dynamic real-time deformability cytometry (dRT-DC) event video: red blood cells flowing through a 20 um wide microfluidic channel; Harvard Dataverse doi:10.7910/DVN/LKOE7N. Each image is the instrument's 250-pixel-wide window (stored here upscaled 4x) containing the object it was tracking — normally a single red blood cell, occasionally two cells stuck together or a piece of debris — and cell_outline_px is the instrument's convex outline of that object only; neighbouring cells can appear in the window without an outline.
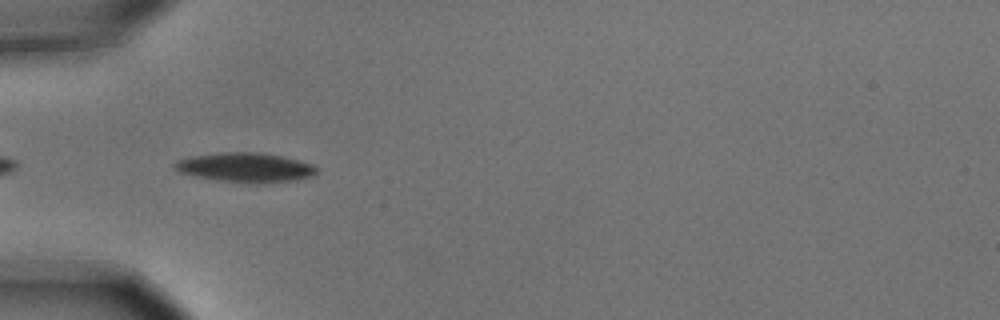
{"species": "common noctule bat (a hibernating species)", "species_latin": "Nyctalus noctula", "temperature_condition": "cold", "stored_images_in_passage": 7, "camera_frame_rate_fps": 3000, "um_per_image_px": 0.085, "animal": {"sex": "male", "body_mass_g": 15.6}, "frame": {"image": 1, "passage_image": 5, "time_ms": 1.333, "image_size_px": [1000, 320], "cell_outline_px": [[316, 172], [312, 176], [296, 180], [256, 184], [220, 180], [196, 176], [180, 172], [172, 164], [176, 160], [188, 156], [220, 152], [260, 152], [300, 160], [312, 164], [316, 168]], "centroid_in_image_um": [20.85, 14.22], "position_along_channel_um": 64.2, "area_um2": 24.39}}
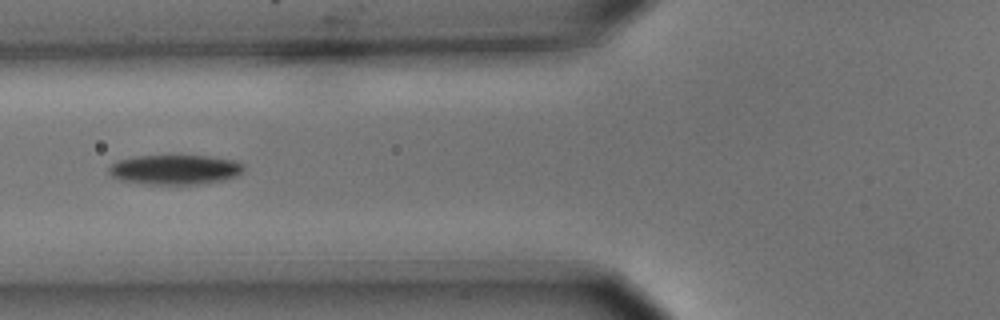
{"frame": {"image": 2, "passage_image": 6, "time_ms": 1.667, "image_size_px": [1000, 320], "cell_outline_px": [[244, 168], [236, 176], [224, 180], [196, 184], [148, 184], [120, 180], [112, 176], [108, 172], [108, 168], [116, 160], [136, 156], [208, 156], [236, 160], [244, 164]], "centroid_in_image_um": [14.86, 14.41], "position_along_channel_um": 110.9, "area_um2": 23.35}}
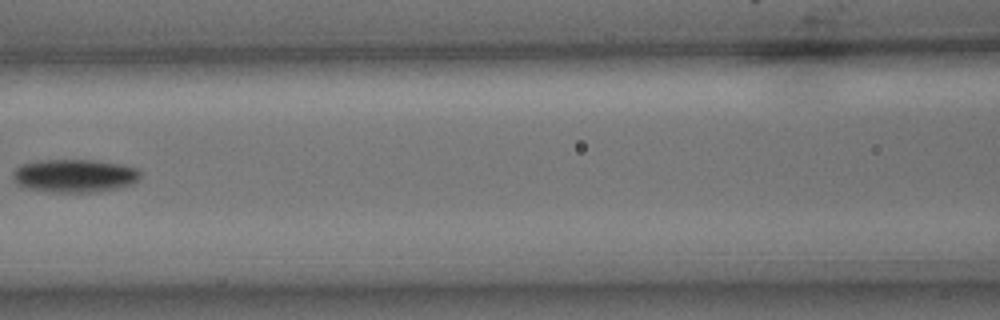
{"frame": {"image": 3, "passage_image": 7, "time_ms": 2.0, "image_size_px": [1000, 320], "cell_outline_px": [[140, 176], [132, 184], [116, 188], [96, 192], [48, 192], [28, 188], [16, 184], [12, 176], [12, 172], [20, 164], [44, 160], [92, 160], [120, 164], [136, 168], [140, 172]], "centroid_in_image_um": [6.3, 14.94], "position_along_channel_um": 160.3, "area_um2": 24.57}}